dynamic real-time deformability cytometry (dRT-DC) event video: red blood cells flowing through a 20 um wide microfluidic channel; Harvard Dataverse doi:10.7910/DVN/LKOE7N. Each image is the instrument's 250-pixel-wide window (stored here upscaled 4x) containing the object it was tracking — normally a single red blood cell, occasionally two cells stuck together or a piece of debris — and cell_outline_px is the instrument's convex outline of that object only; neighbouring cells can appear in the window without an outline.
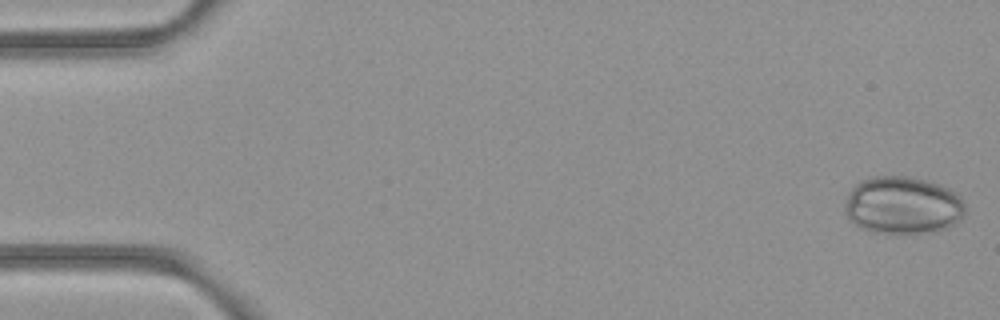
{"species": "common noctule bat (a hibernating species)", "species_latin": "Nyctalus noctula", "temperature_condition": "room temperature", "stored_images_in_passage": 52, "camera_frame_rate_fps": 3000, "um_per_image_px": 0.085, "animal": {"sex": "female", "body_mass_g": 21.9}, "frame": {"image": 1, "passage_image": 1, "time_ms": 0.0, "image_size_px": [1000, 320], "cell_outline_px": [[964, 216], [960, 220], [944, 228], [916, 232], [872, 232], [860, 228], [844, 212], [844, 208], [848, 192], [860, 180], [872, 176], [908, 176], [924, 180], [948, 188], [956, 192], [960, 196], [964, 204]], "centroid_in_image_um": [76.7, 17.42], "position_along_channel_um": 8.3, "area_um2": 39.88}}
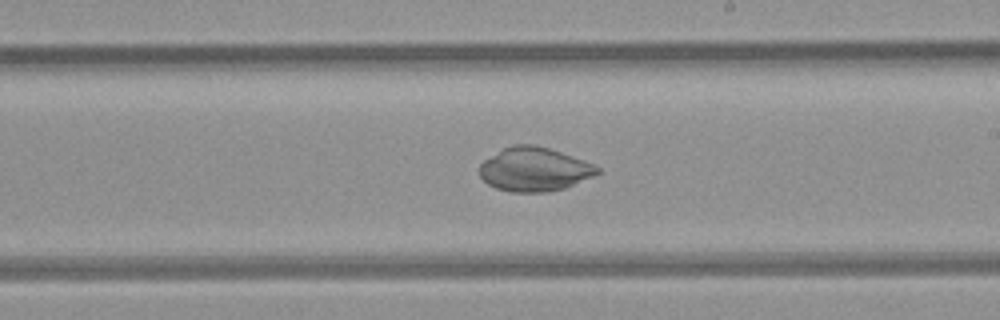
{"frame": {"image": 2, "passage_image": 30, "time_ms": 9.667, "image_size_px": [1000, 320], "cell_outline_px": [[600, 172], [592, 176], [564, 188], [548, 192], [512, 192], [496, 188], [488, 184], [480, 176], [480, 164], [484, 160], [504, 148], [512, 144], [532, 144], [548, 148], [596, 164], [600, 168]], "centroid_in_image_um": [45.42, 14.39], "position_along_channel_um": 243.6, "area_um2": 29.94}}
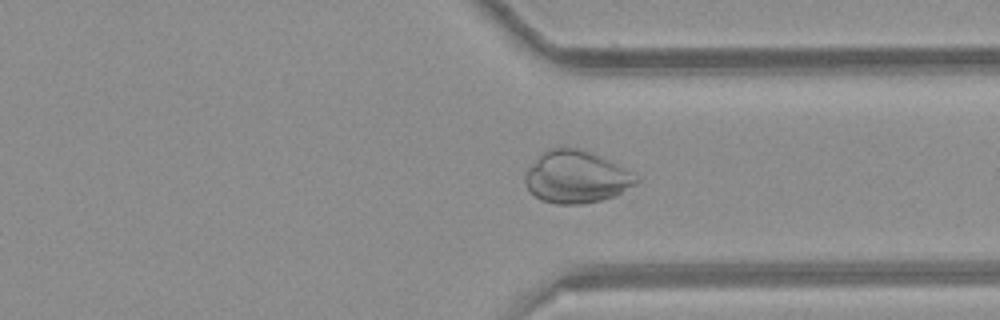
{"frame": {"image": 3, "passage_image": 39, "time_ms": 12.667, "image_size_px": [1000, 320], "cell_outline_px": [[640, 180], [636, 184], [616, 196], [600, 200], [580, 204], [556, 204], [540, 200], [528, 188], [524, 180], [524, 176], [528, 168], [540, 152], [548, 148], [580, 148], [600, 156], [624, 168]], "centroid_in_image_um": [48.95, 15.04], "position_along_channel_um": 362.5, "area_um2": 33.76}}